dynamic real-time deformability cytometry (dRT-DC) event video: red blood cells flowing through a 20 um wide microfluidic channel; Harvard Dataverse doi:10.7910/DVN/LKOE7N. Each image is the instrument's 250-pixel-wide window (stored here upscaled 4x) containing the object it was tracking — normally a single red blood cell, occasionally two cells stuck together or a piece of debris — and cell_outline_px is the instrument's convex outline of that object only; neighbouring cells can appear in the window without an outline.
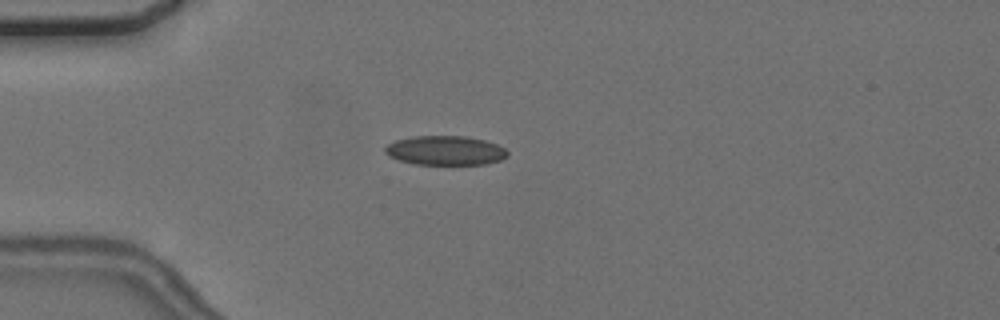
{"species": "common noctule bat (a hibernating species)", "species_latin": "Nyctalus noctula", "temperature_condition": "cold", "stored_images_in_passage": 2, "camera_frame_rate_fps": 3000, "um_per_image_px": 0.085, "animal": {"sex": "female", "body_mass_g": 24.6, "forearm_length_mm": 56.2}, "frame": {"image": 1, "passage_image": 1, "time_ms": 0.0, "image_size_px": [1000, 320], "cell_outline_px": [[508, 156], [500, 160], [484, 164], [416, 164], [400, 160], [388, 156], [384, 152], [384, 148], [388, 144], [396, 140], [412, 136], [464, 136], [484, 140], [496, 144], [504, 148], [508, 152]], "centroid_in_image_um": [37.83, 12.79], "position_along_channel_um": 47.2, "area_um2": 20.81}}